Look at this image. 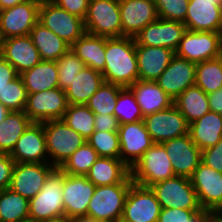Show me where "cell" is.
<instances>
[{
    "label": "cell",
    "instance_id": "24",
    "mask_svg": "<svg viewBox=\"0 0 222 222\" xmlns=\"http://www.w3.org/2000/svg\"><path fill=\"white\" fill-rule=\"evenodd\" d=\"M1 56L15 68L18 75L41 61L30 35L1 40Z\"/></svg>",
    "mask_w": 222,
    "mask_h": 222
},
{
    "label": "cell",
    "instance_id": "6",
    "mask_svg": "<svg viewBox=\"0 0 222 222\" xmlns=\"http://www.w3.org/2000/svg\"><path fill=\"white\" fill-rule=\"evenodd\" d=\"M84 27L95 36L122 37L119 0H89Z\"/></svg>",
    "mask_w": 222,
    "mask_h": 222
},
{
    "label": "cell",
    "instance_id": "9",
    "mask_svg": "<svg viewBox=\"0 0 222 222\" xmlns=\"http://www.w3.org/2000/svg\"><path fill=\"white\" fill-rule=\"evenodd\" d=\"M40 2L27 0L13 7L0 10V38L30 35L38 23Z\"/></svg>",
    "mask_w": 222,
    "mask_h": 222
},
{
    "label": "cell",
    "instance_id": "40",
    "mask_svg": "<svg viewBox=\"0 0 222 222\" xmlns=\"http://www.w3.org/2000/svg\"><path fill=\"white\" fill-rule=\"evenodd\" d=\"M114 116L119 124L132 123L144 119L133 91L129 87H122L117 96Z\"/></svg>",
    "mask_w": 222,
    "mask_h": 222
},
{
    "label": "cell",
    "instance_id": "58",
    "mask_svg": "<svg viewBox=\"0 0 222 222\" xmlns=\"http://www.w3.org/2000/svg\"><path fill=\"white\" fill-rule=\"evenodd\" d=\"M218 37L220 39V43H222V20H221V23H220V26H219V29H218Z\"/></svg>",
    "mask_w": 222,
    "mask_h": 222
},
{
    "label": "cell",
    "instance_id": "31",
    "mask_svg": "<svg viewBox=\"0 0 222 222\" xmlns=\"http://www.w3.org/2000/svg\"><path fill=\"white\" fill-rule=\"evenodd\" d=\"M84 65L103 72L105 67V37L84 33L70 47Z\"/></svg>",
    "mask_w": 222,
    "mask_h": 222
},
{
    "label": "cell",
    "instance_id": "16",
    "mask_svg": "<svg viewBox=\"0 0 222 222\" xmlns=\"http://www.w3.org/2000/svg\"><path fill=\"white\" fill-rule=\"evenodd\" d=\"M96 186L86 176L65 174L62 188L65 217H87Z\"/></svg>",
    "mask_w": 222,
    "mask_h": 222
},
{
    "label": "cell",
    "instance_id": "21",
    "mask_svg": "<svg viewBox=\"0 0 222 222\" xmlns=\"http://www.w3.org/2000/svg\"><path fill=\"white\" fill-rule=\"evenodd\" d=\"M176 176L190 178L201 162V150L193 143L189 134L161 143Z\"/></svg>",
    "mask_w": 222,
    "mask_h": 222
},
{
    "label": "cell",
    "instance_id": "34",
    "mask_svg": "<svg viewBox=\"0 0 222 222\" xmlns=\"http://www.w3.org/2000/svg\"><path fill=\"white\" fill-rule=\"evenodd\" d=\"M31 123L24 111L10 112L0 124V153L10 154Z\"/></svg>",
    "mask_w": 222,
    "mask_h": 222
},
{
    "label": "cell",
    "instance_id": "8",
    "mask_svg": "<svg viewBox=\"0 0 222 222\" xmlns=\"http://www.w3.org/2000/svg\"><path fill=\"white\" fill-rule=\"evenodd\" d=\"M38 22L70 46L86 32L82 18L72 15L53 2L40 4Z\"/></svg>",
    "mask_w": 222,
    "mask_h": 222
},
{
    "label": "cell",
    "instance_id": "63",
    "mask_svg": "<svg viewBox=\"0 0 222 222\" xmlns=\"http://www.w3.org/2000/svg\"><path fill=\"white\" fill-rule=\"evenodd\" d=\"M0 56H1V38H0Z\"/></svg>",
    "mask_w": 222,
    "mask_h": 222
},
{
    "label": "cell",
    "instance_id": "35",
    "mask_svg": "<svg viewBox=\"0 0 222 222\" xmlns=\"http://www.w3.org/2000/svg\"><path fill=\"white\" fill-rule=\"evenodd\" d=\"M29 219V199L10 188L0 191V222H22Z\"/></svg>",
    "mask_w": 222,
    "mask_h": 222
},
{
    "label": "cell",
    "instance_id": "28",
    "mask_svg": "<svg viewBox=\"0 0 222 222\" xmlns=\"http://www.w3.org/2000/svg\"><path fill=\"white\" fill-rule=\"evenodd\" d=\"M103 83L101 72L85 66L65 90L68 105H86Z\"/></svg>",
    "mask_w": 222,
    "mask_h": 222
},
{
    "label": "cell",
    "instance_id": "50",
    "mask_svg": "<svg viewBox=\"0 0 222 222\" xmlns=\"http://www.w3.org/2000/svg\"><path fill=\"white\" fill-rule=\"evenodd\" d=\"M18 76L15 68L0 56V95L2 90Z\"/></svg>",
    "mask_w": 222,
    "mask_h": 222
},
{
    "label": "cell",
    "instance_id": "56",
    "mask_svg": "<svg viewBox=\"0 0 222 222\" xmlns=\"http://www.w3.org/2000/svg\"><path fill=\"white\" fill-rule=\"evenodd\" d=\"M72 222H96L95 220H93L92 218L89 217H75L71 219Z\"/></svg>",
    "mask_w": 222,
    "mask_h": 222
},
{
    "label": "cell",
    "instance_id": "3",
    "mask_svg": "<svg viewBox=\"0 0 222 222\" xmlns=\"http://www.w3.org/2000/svg\"><path fill=\"white\" fill-rule=\"evenodd\" d=\"M132 183L129 175L122 183L96 186L89 202L87 217L96 222H116L120 219Z\"/></svg>",
    "mask_w": 222,
    "mask_h": 222
},
{
    "label": "cell",
    "instance_id": "20",
    "mask_svg": "<svg viewBox=\"0 0 222 222\" xmlns=\"http://www.w3.org/2000/svg\"><path fill=\"white\" fill-rule=\"evenodd\" d=\"M195 77L196 63L175 55L155 82L175 101L183 91L195 85Z\"/></svg>",
    "mask_w": 222,
    "mask_h": 222
},
{
    "label": "cell",
    "instance_id": "39",
    "mask_svg": "<svg viewBox=\"0 0 222 222\" xmlns=\"http://www.w3.org/2000/svg\"><path fill=\"white\" fill-rule=\"evenodd\" d=\"M97 152L88 142L79 147L60 167L66 174L85 176L95 161Z\"/></svg>",
    "mask_w": 222,
    "mask_h": 222
},
{
    "label": "cell",
    "instance_id": "7",
    "mask_svg": "<svg viewBox=\"0 0 222 222\" xmlns=\"http://www.w3.org/2000/svg\"><path fill=\"white\" fill-rule=\"evenodd\" d=\"M161 208L201 210L190 178L173 176L150 186Z\"/></svg>",
    "mask_w": 222,
    "mask_h": 222
},
{
    "label": "cell",
    "instance_id": "52",
    "mask_svg": "<svg viewBox=\"0 0 222 222\" xmlns=\"http://www.w3.org/2000/svg\"><path fill=\"white\" fill-rule=\"evenodd\" d=\"M211 213V211L201 209L189 219V222H208Z\"/></svg>",
    "mask_w": 222,
    "mask_h": 222
},
{
    "label": "cell",
    "instance_id": "33",
    "mask_svg": "<svg viewBox=\"0 0 222 222\" xmlns=\"http://www.w3.org/2000/svg\"><path fill=\"white\" fill-rule=\"evenodd\" d=\"M174 105L185 117L188 124L200 119L210 111L207 94L197 85H192L183 91L175 99Z\"/></svg>",
    "mask_w": 222,
    "mask_h": 222
},
{
    "label": "cell",
    "instance_id": "29",
    "mask_svg": "<svg viewBox=\"0 0 222 222\" xmlns=\"http://www.w3.org/2000/svg\"><path fill=\"white\" fill-rule=\"evenodd\" d=\"M130 175V168L120 158L98 157L85 175L95 186L122 183Z\"/></svg>",
    "mask_w": 222,
    "mask_h": 222
},
{
    "label": "cell",
    "instance_id": "47",
    "mask_svg": "<svg viewBox=\"0 0 222 222\" xmlns=\"http://www.w3.org/2000/svg\"><path fill=\"white\" fill-rule=\"evenodd\" d=\"M52 2L56 6L83 20L87 14L89 4V0H53Z\"/></svg>",
    "mask_w": 222,
    "mask_h": 222
},
{
    "label": "cell",
    "instance_id": "57",
    "mask_svg": "<svg viewBox=\"0 0 222 222\" xmlns=\"http://www.w3.org/2000/svg\"><path fill=\"white\" fill-rule=\"evenodd\" d=\"M45 222H72V220L67 217H62V218H58V219H54V220H50V221H45Z\"/></svg>",
    "mask_w": 222,
    "mask_h": 222
},
{
    "label": "cell",
    "instance_id": "62",
    "mask_svg": "<svg viewBox=\"0 0 222 222\" xmlns=\"http://www.w3.org/2000/svg\"><path fill=\"white\" fill-rule=\"evenodd\" d=\"M22 222H33V221L28 219V220H25V221H22Z\"/></svg>",
    "mask_w": 222,
    "mask_h": 222
},
{
    "label": "cell",
    "instance_id": "53",
    "mask_svg": "<svg viewBox=\"0 0 222 222\" xmlns=\"http://www.w3.org/2000/svg\"><path fill=\"white\" fill-rule=\"evenodd\" d=\"M27 0H0V10L13 7Z\"/></svg>",
    "mask_w": 222,
    "mask_h": 222
},
{
    "label": "cell",
    "instance_id": "30",
    "mask_svg": "<svg viewBox=\"0 0 222 222\" xmlns=\"http://www.w3.org/2000/svg\"><path fill=\"white\" fill-rule=\"evenodd\" d=\"M27 94L58 88V66L56 61L41 60L32 69L20 74Z\"/></svg>",
    "mask_w": 222,
    "mask_h": 222
},
{
    "label": "cell",
    "instance_id": "49",
    "mask_svg": "<svg viewBox=\"0 0 222 222\" xmlns=\"http://www.w3.org/2000/svg\"><path fill=\"white\" fill-rule=\"evenodd\" d=\"M94 131L118 132L119 122L114 115H95Z\"/></svg>",
    "mask_w": 222,
    "mask_h": 222
},
{
    "label": "cell",
    "instance_id": "51",
    "mask_svg": "<svg viewBox=\"0 0 222 222\" xmlns=\"http://www.w3.org/2000/svg\"><path fill=\"white\" fill-rule=\"evenodd\" d=\"M207 97L210 111L222 115V88L213 93L207 94Z\"/></svg>",
    "mask_w": 222,
    "mask_h": 222
},
{
    "label": "cell",
    "instance_id": "45",
    "mask_svg": "<svg viewBox=\"0 0 222 222\" xmlns=\"http://www.w3.org/2000/svg\"><path fill=\"white\" fill-rule=\"evenodd\" d=\"M201 162L222 173V138L215 146L201 151Z\"/></svg>",
    "mask_w": 222,
    "mask_h": 222
},
{
    "label": "cell",
    "instance_id": "61",
    "mask_svg": "<svg viewBox=\"0 0 222 222\" xmlns=\"http://www.w3.org/2000/svg\"><path fill=\"white\" fill-rule=\"evenodd\" d=\"M220 58L222 59V43H221V48H220Z\"/></svg>",
    "mask_w": 222,
    "mask_h": 222
},
{
    "label": "cell",
    "instance_id": "19",
    "mask_svg": "<svg viewBox=\"0 0 222 222\" xmlns=\"http://www.w3.org/2000/svg\"><path fill=\"white\" fill-rule=\"evenodd\" d=\"M122 37H134L158 17L155 0H119Z\"/></svg>",
    "mask_w": 222,
    "mask_h": 222
},
{
    "label": "cell",
    "instance_id": "27",
    "mask_svg": "<svg viewBox=\"0 0 222 222\" xmlns=\"http://www.w3.org/2000/svg\"><path fill=\"white\" fill-rule=\"evenodd\" d=\"M188 134L201 151L215 146L222 138V115L209 111L189 124Z\"/></svg>",
    "mask_w": 222,
    "mask_h": 222
},
{
    "label": "cell",
    "instance_id": "15",
    "mask_svg": "<svg viewBox=\"0 0 222 222\" xmlns=\"http://www.w3.org/2000/svg\"><path fill=\"white\" fill-rule=\"evenodd\" d=\"M186 30L182 22L158 18L135 35L134 40L136 45L166 47L175 52Z\"/></svg>",
    "mask_w": 222,
    "mask_h": 222
},
{
    "label": "cell",
    "instance_id": "42",
    "mask_svg": "<svg viewBox=\"0 0 222 222\" xmlns=\"http://www.w3.org/2000/svg\"><path fill=\"white\" fill-rule=\"evenodd\" d=\"M27 92L23 80L18 75L14 80L7 84L0 95V103L10 112L24 111L27 102Z\"/></svg>",
    "mask_w": 222,
    "mask_h": 222
},
{
    "label": "cell",
    "instance_id": "37",
    "mask_svg": "<svg viewBox=\"0 0 222 222\" xmlns=\"http://www.w3.org/2000/svg\"><path fill=\"white\" fill-rule=\"evenodd\" d=\"M62 121L86 140L94 132L95 115L86 105H68Z\"/></svg>",
    "mask_w": 222,
    "mask_h": 222
},
{
    "label": "cell",
    "instance_id": "48",
    "mask_svg": "<svg viewBox=\"0 0 222 222\" xmlns=\"http://www.w3.org/2000/svg\"><path fill=\"white\" fill-rule=\"evenodd\" d=\"M15 161L8 153H0V191L9 188Z\"/></svg>",
    "mask_w": 222,
    "mask_h": 222
},
{
    "label": "cell",
    "instance_id": "13",
    "mask_svg": "<svg viewBox=\"0 0 222 222\" xmlns=\"http://www.w3.org/2000/svg\"><path fill=\"white\" fill-rule=\"evenodd\" d=\"M143 122L154 143L184 136L189 130V124L175 105L145 116Z\"/></svg>",
    "mask_w": 222,
    "mask_h": 222
},
{
    "label": "cell",
    "instance_id": "11",
    "mask_svg": "<svg viewBox=\"0 0 222 222\" xmlns=\"http://www.w3.org/2000/svg\"><path fill=\"white\" fill-rule=\"evenodd\" d=\"M220 48L217 32L186 30L175 55L199 63L220 57Z\"/></svg>",
    "mask_w": 222,
    "mask_h": 222
},
{
    "label": "cell",
    "instance_id": "60",
    "mask_svg": "<svg viewBox=\"0 0 222 222\" xmlns=\"http://www.w3.org/2000/svg\"><path fill=\"white\" fill-rule=\"evenodd\" d=\"M116 222H128V221H126L125 219L120 218Z\"/></svg>",
    "mask_w": 222,
    "mask_h": 222
},
{
    "label": "cell",
    "instance_id": "32",
    "mask_svg": "<svg viewBox=\"0 0 222 222\" xmlns=\"http://www.w3.org/2000/svg\"><path fill=\"white\" fill-rule=\"evenodd\" d=\"M30 36L41 60L57 61L71 47L39 22L31 29Z\"/></svg>",
    "mask_w": 222,
    "mask_h": 222
},
{
    "label": "cell",
    "instance_id": "36",
    "mask_svg": "<svg viewBox=\"0 0 222 222\" xmlns=\"http://www.w3.org/2000/svg\"><path fill=\"white\" fill-rule=\"evenodd\" d=\"M195 85L206 94L222 88V59L220 57L196 63Z\"/></svg>",
    "mask_w": 222,
    "mask_h": 222
},
{
    "label": "cell",
    "instance_id": "43",
    "mask_svg": "<svg viewBox=\"0 0 222 222\" xmlns=\"http://www.w3.org/2000/svg\"><path fill=\"white\" fill-rule=\"evenodd\" d=\"M87 142L99 157L119 158L120 144L118 132L94 131Z\"/></svg>",
    "mask_w": 222,
    "mask_h": 222
},
{
    "label": "cell",
    "instance_id": "44",
    "mask_svg": "<svg viewBox=\"0 0 222 222\" xmlns=\"http://www.w3.org/2000/svg\"><path fill=\"white\" fill-rule=\"evenodd\" d=\"M158 17L184 23L189 0H155Z\"/></svg>",
    "mask_w": 222,
    "mask_h": 222
},
{
    "label": "cell",
    "instance_id": "23",
    "mask_svg": "<svg viewBox=\"0 0 222 222\" xmlns=\"http://www.w3.org/2000/svg\"><path fill=\"white\" fill-rule=\"evenodd\" d=\"M222 0H189L184 25L191 31L218 32Z\"/></svg>",
    "mask_w": 222,
    "mask_h": 222
},
{
    "label": "cell",
    "instance_id": "25",
    "mask_svg": "<svg viewBox=\"0 0 222 222\" xmlns=\"http://www.w3.org/2000/svg\"><path fill=\"white\" fill-rule=\"evenodd\" d=\"M139 80L156 81L170 64L175 52L166 47L136 45Z\"/></svg>",
    "mask_w": 222,
    "mask_h": 222
},
{
    "label": "cell",
    "instance_id": "22",
    "mask_svg": "<svg viewBox=\"0 0 222 222\" xmlns=\"http://www.w3.org/2000/svg\"><path fill=\"white\" fill-rule=\"evenodd\" d=\"M10 157L15 163L48 162L45 132L42 123L32 122L17 140Z\"/></svg>",
    "mask_w": 222,
    "mask_h": 222
},
{
    "label": "cell",
    "instance_id": "38",
    "mask_svg": "<svg viewBox=\"0 0 222 222\" xmlns=\"http://www.w3.org/2000/svg\"><path fill=\"white\" fill-rule=\"evenodd\" d=\"M122 86L104 82L88 100L86 106L94 115H114L117 96Z\"/></svg>",
    "mask_w": 222,
    "mask_h": 222
},
{
    "label": "cell",
    "instance_id": "2",
    "mask_svg": "<svg viewBox=\"0 0 222 222\" xmlns=\"http://www.w3.org/2000/svg\"><path fill=\"white\" fill-rule=\"evenodd\" d=\"M65 174L60 167L49 172L43 188L29 199V220L45 222L65 217L62 194Z\"/></svg>",
    "mask_w": 222,
    "mask_h": 222
},
{
    "label": "cell",
    "instance_id": "10",
    "mask_svg": "<svg viewBox=\"0 0 222 222\" xmlns=\"http://www.w3.org/2000/svg\"><path fill=\"white\" fill-rule=\"evenodd\" d=\"M67 107L66 93L58 87L28 94L24 113L32 122L41 123L62 119Z\"/></svg>",
    "mask_w": 222,
    "mask_h": 222
},
{
    "label": "cell",
    "instance_id": "12",
    "mask_svg": "<svg viewBox=\"0 0 222 222\" xmlns=\"http://www.w3.org/2000/svg\"><path fill=\"white\" fill-rule=\"evenodd\" d=\"M161 206L150 187L132 183L125 205L122 219L128 222H157Z\"/></svg>",
    "mask_w": 222,
    "mask_h": 222
},
{
    "label": "cell",
    "instance_id": "4",
    "mask_svg": "<svg viewBox=\"0 0 222 222\" xmlns=\"http://www.w3.org/2000/svg\"><path fill=\"white\" fill-rule=\"evenodd\" d=\"M45 132L48 163L61 167L87 140L67 126L62 119L41 122Z\"/></svg>",
    "mask_w": 222,
    "mask_h": 222
},
{
    "label": "cell",
    "instance_id": "55",
    "mask_svg": "<svg viewBox=\"0 0 222 222\" xmlns=\"http://www.w3.org/2000/svg\"><path fill=\"white\" fill-rule=\"evenodd\" d=\"M10 113V111L0 103V124L4 121L6 116Z\"/></svg>",
    "mask_w": 222,
    "mask_h": 222
},
{
    "label": "cell",
    "instance_id": "5",
    "mask_svg": "<svg viewBox=\"0 0 222 222\" xmlns=\"http://www.w3.org/2000/svg\"><path fill=\"white\" fill-rule=\"evenodd\" d=\"M164 146L154 143L130 168L133 183L150 187L154 183L175 176Z\"/></svg>",
    "mask_w": 222,
    "mask_h": 222
},
{
    "label": "cell",
    "instance_id": "54",
    "mask_svg": "<svg viewBox=\"0 0 222 222\" xmlns=\"http://www.w3.org/2000/svg\"><path fill=\"white\" fill-rule=\"evenodd\" d=\"M208 222H222V214L219 212H212Z\"/></svg>",
    "mask_w": 222,
    "mask_h": 222
},
{
    "label": "cell",
    "instance_id": "41",
    "mask_svg": "<svg viewBox=\"0 0 222 222\" xmlns=\"http://www.w3.org/2000/svg\"><path fill=\"white\" fill-rule=\"evenodd\" d=\"M58 66V87L66 90L70 87L72 80L85 67L84 62L70 48L57 61Z\"/></svg>",
    "mask_w": 222,
    "mask_h": 222
},
{
    "label": "cell",
    "instance_id": "46",
    "mask_svg": "<svg viewBox=\"0 0 222 222\" xmlns=\"http://www.w3.org/2000/svg\"><path fill=\"white\" fill-rule=\"evenodd\" d=\"M198 211L181 208H161L157 222H189V219Z\"/></svg>",
    "mask_w": 222,
    "mask_h": 222
},
{
    "label": "cell",
    "instance_id": "18",
    "mask_svg": "<svg viewBox=\"0 0 222 222\" xmlns=\"http://www.w3.org/2000/svg\"><path fill=\"white\" fill-rule=\"evenodd\" d=\"M54 168L45 163H15L9 188L31 199L43 188L47 175Z\"/></svg>",
    "mask_w": 222,
    "mask_h": 222
},
{
    "label": "cell",
    "instance_id": "14",
    "mask_svg": "<svg viewBox=\"0 0 222 222\" xmlns=\"http://www.w3.org/2000/svg\"><path fill=\"white\" fill-rule=\"evenodd\" d=\"M190 180L200 207L218 212L222 208V173L200 162Z\"/></svg>",
    "mask_w": 222,
    "mask_h": 222
},
{
    "label": "cell",
    "instance_id": "26",
    "mask_svg": "<svg viewBox=\"0 0 222 222\" xmlns=\"http://www.w3.org/2000/svg\"><path fill=\"white\" fill-rule=\"evenodd\" d=\"M129 88L133 91L143 117L174 105V101L155 81L138 80Z\"/></svg>",
    "mask_w": 222,
    "mask_h": 222
},
{
    "label": "cell",
    "instance_id": "17",
    "mask_svg": "<svg viewBox=\"0 0 222 222\" xmlns=\"http://www.w3.org/2000/svg\"><path fill=\"white\" fill-rule=\"evenodd\" d=\"M119 158L129 168L154 144L143 120L119 124Z\"/></svg>",
    "mask_w": 222,
    "mask_h": 222
},
{
    "label": "cell",
    "instance_id": "1",
    "mask_svg": "<svg viewBox=\"0 0 222 222\" xmlns=\"http://www.w3.org/2000/svg\"><path fill=\"white\" fill-rule=\"evenodd\" d=\"M104 82L130 87L139 80L134 37H105Z\"/></svg>",
    "mask_w": 222,
    "mask_h": 222
},
{
    "label": "cell",
    "instance_id": "59",
    "mask_svg": "<svg viewBox=\"0 0 222 222\" xmlns=\"http://www.w3.org/2000/svg\"><path fill=\"white\" fill-rule=\"evenodd\" d=\"M35 1L42 3V2H52L53 0H35Z\"/></svg>",
    "mask_w": 222,
    "mask_h": 222
}]
</instances>
